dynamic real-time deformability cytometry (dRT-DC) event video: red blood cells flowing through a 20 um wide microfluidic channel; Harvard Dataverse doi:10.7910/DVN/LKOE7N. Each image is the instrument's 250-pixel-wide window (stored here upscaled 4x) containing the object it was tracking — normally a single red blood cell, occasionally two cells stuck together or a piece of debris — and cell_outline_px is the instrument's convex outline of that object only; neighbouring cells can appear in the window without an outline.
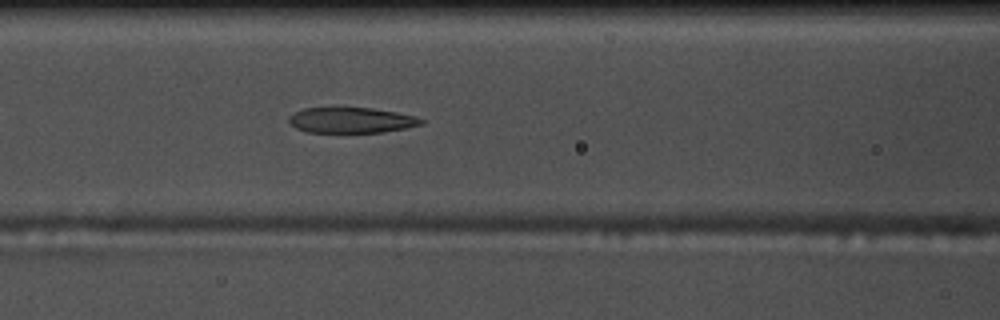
{"species": "common noctule bat (a hibernating species)", "species_latin": "Nyctalus noctula", "temperature_condition": "warm", "stored_images_in_passage": 41, "camera_frame_rate_fps": 3000, "um_per_image_px": 0.085, "animal": {"sex": "male", "body_mass_g": 17.5, "forearm_length_mm": 52.3}, "frame": {"image": 1, "passage_image": 11, "time_ms": 3.333, "image_size_px": [1000, 320], "cell_outline_px": [[424, 124], [404, 128], [380, 132], [308, 132], [296, 128], [288, 120], [288, 116], [304, 108], [332, 104], [372, 108], [396, 112], [416, 116], [424, 120]], "centroid_in_image_um": [29.81, 10.16], "position_along_channel_um": 136.8, "area_um2": 20.46}}
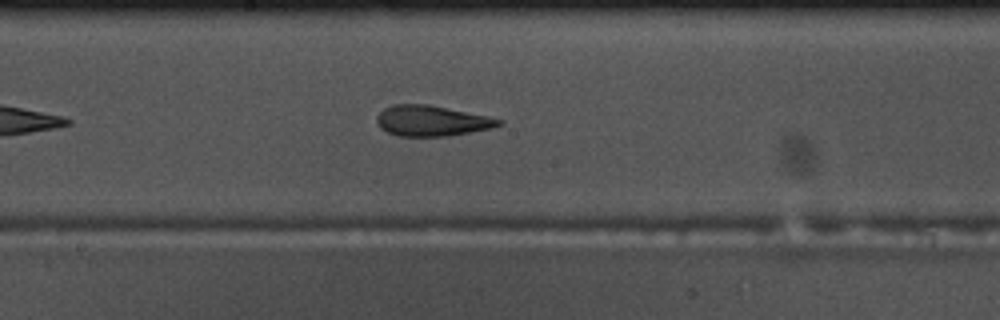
{"frame": {"image": 2, "passage_image": 17, "time_ms": 5.333, "image_size_px": [1000, 320], "cell_outline_px": [[504, 124], [492, 128], [448, 136], [396, 136], [380, 128], [376, 120], [376, 116], [384, 108], [392, 104], [428, 104], [488, 116], [504, 120]], "centroid_in_image_um": [36.7, 10.27], "position_along_channel_um": 211.5, "area_um2": 21.85}}
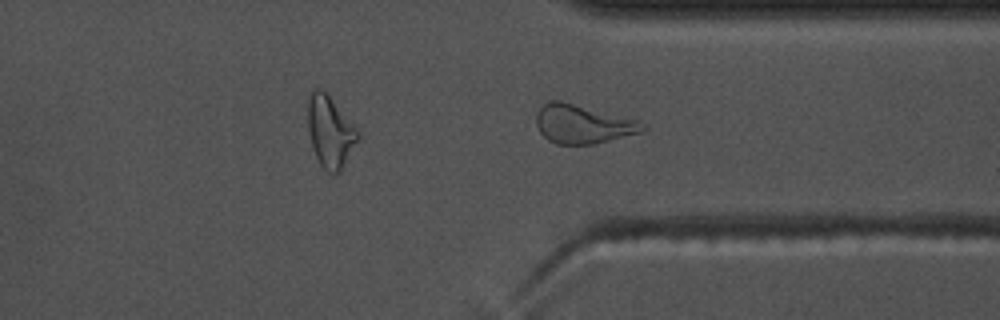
{"frame": {"image": 3, "passage_image": 29, "time_ms": 9.333, "image_size_px": [1000, 320], "cell_outline_px": [[648, 128], [640, 132], [592, 144], [556, 144], [548, 140], [540, 132], [536, 124], [536, 112], [544, 104], [552, 100], [560, 100], [636, 120]], "centroid_in_image_um": [49.47, 10.55], "position_along_channel_um": 361.9, "area_um2": 23.52}, "authors_computed_cell_mechanics": {"area_um2": 21.8484, "velocity_mm_per_s": 3.7597, "shape_relaxation_time_tau1_ms": 6.1235, "shape_relaxation_time_tau2_ms": 2.5747, "deformation_change_tau1": 0.2161, "deformation_change_tau2": 0.1321}}